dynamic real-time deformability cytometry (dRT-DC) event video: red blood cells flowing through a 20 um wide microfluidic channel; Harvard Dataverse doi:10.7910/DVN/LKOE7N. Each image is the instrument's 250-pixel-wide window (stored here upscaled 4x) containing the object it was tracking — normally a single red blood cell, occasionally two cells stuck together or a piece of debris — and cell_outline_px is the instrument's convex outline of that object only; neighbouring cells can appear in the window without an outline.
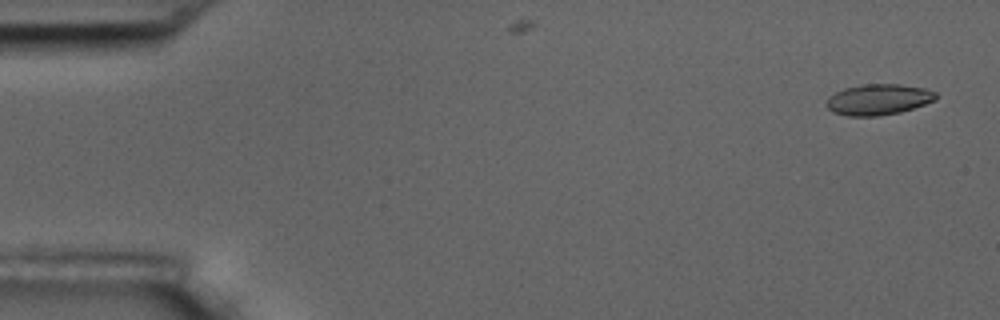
{"species": "common noctule bat (a hibernating species)", "species_latin": "Nyctalus noctula", "temperature_condition": "room temperature", "stored_images_in_passage": 5, "camera_frame_rate_fps": 3000, "um_per_image_px": 0.085, "animal": {"sex": "male", "body_mass_g": 17.5, "forearm_length_mm": 52.3}, "frame": {"image": 1, "passage_image": 1, "time_ms": 0.0, "image_size_px": [1000, 320], "cell_outline_px": [[936, 100], [900, 112], [876, 116], [848, 116], [832, 112], [824, 104], [828, 96], [844, 88], [864, 84], [900, 84], [924, 88], [936, 92]], "centroid_in_image_um": [74.62, 8.45], "position_along_channel_um": 10.4, "area_um2": 19.71}}
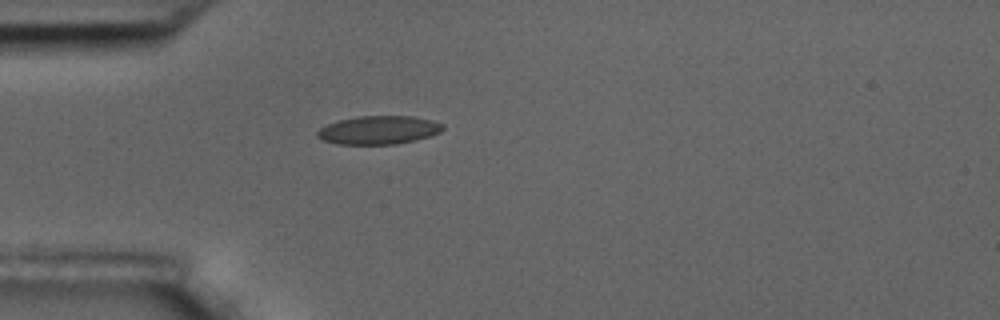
{"frame": {"image": 2, "passage_image": 5, "time_ms": 4.667, "image_size_px": [1000, 320], "cell_outline_px": [[444, 128], [440, 132], [416, 140], [396, 144], [336, 144], [324, 140], [316, 136], [316, 132], [320, 128], [328, 124], [340, 120], [356, 116], [412, 116], [432, 120], [444, 124]], "centroid_in_image_um": [32.19, 11.05], "position_along_channel_um": 52.8, "area_um2": 20.75}}